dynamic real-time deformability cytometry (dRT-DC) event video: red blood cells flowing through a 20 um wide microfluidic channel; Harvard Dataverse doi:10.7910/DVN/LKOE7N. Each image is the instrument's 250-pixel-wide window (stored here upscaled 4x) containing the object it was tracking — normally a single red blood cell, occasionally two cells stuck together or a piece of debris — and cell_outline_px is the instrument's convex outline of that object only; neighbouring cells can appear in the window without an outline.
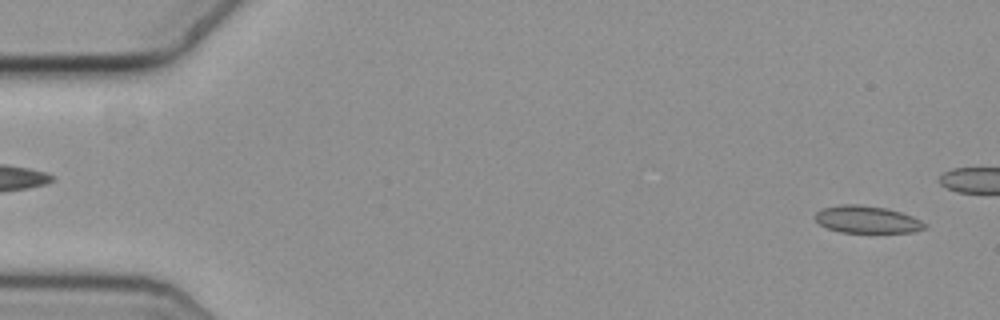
{"species": "common noctule bat (a hibernating species)", "species_latin": "Nyctalus noctula", "temperature_condition": "cold", "stored_images_in_passage": 46, "camera_frame_rate_fps": 3000, "um_per_image_px": 0.085, "animal": {"sex": "female", "body_mass_g": 19.3, "forearm_length_mm": 54.1}, "frame": {"image": 1, "passage_image": 2, "time_ms": 0.333, "image_size_px": [1000, 320], "cell_outline_px": [[928, 224], [924, 228], [912, 232], [840, 232], [828, 228], [820, 224], [812, 216], [816, 212], [824, 208], [844, 204], [856, 204], [888, 208], [912, 216]], "centroid_in_image_um": [73.68, 18.65], "position_along_channel_um": 11.3, "area_um2": 17.28}}
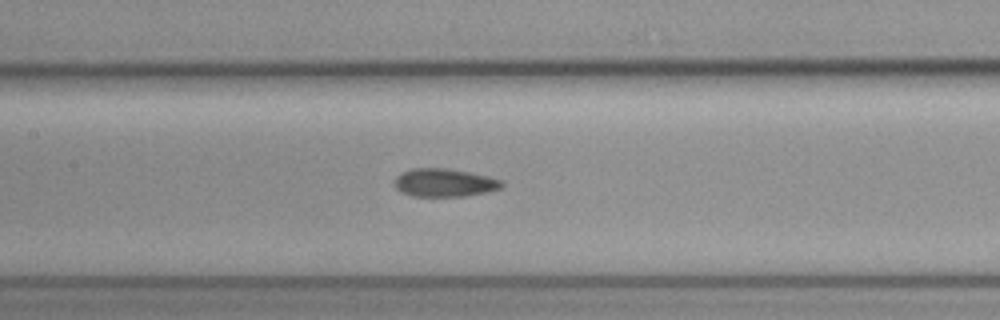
{"frame": {"image": 2, "passage_image": 26, "time_ms": 8.333, "image_size_px": [1000, 320], "cell_outline_px": [[504, 184], [500, 188], [488, 192], [464, 196], [412, 196], [400, 192], [396, 188], [396, 176], [400, 172], [412, 168], [448, 168], [488, 176], [504, 180]], "centroid_in_image_um": [37.78, 15.52], "position_along_channel_um": 169.6, "area_um2": 17.69}}
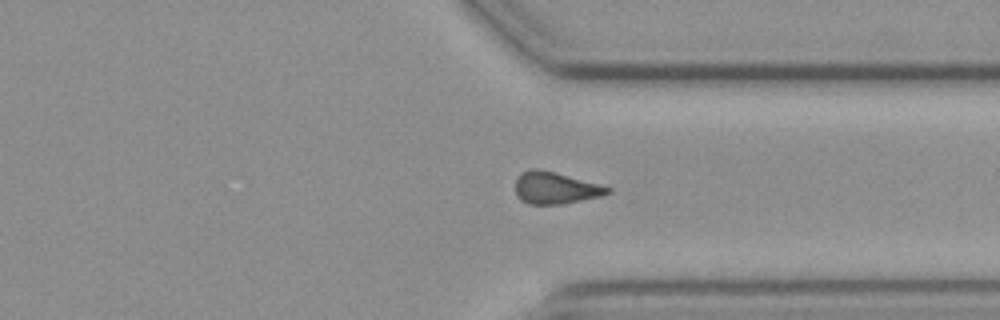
{"frame": {"image": 3, "passage_image": 42, "time_ms": 13.667, "image_size_px": [1000, 320], "cell_outline_px": [[612, 192], [600, 196], [564, 204], [528, 204], [520, 200], [516, 196], [516, 180], [524, 172], [532, 168], [536, 168], [600, 184], [612, 188]], "centroid_in_image_um": [47.22, 16.0], "position_along_channel_um": 364.2, "area_um2": 16.94}}